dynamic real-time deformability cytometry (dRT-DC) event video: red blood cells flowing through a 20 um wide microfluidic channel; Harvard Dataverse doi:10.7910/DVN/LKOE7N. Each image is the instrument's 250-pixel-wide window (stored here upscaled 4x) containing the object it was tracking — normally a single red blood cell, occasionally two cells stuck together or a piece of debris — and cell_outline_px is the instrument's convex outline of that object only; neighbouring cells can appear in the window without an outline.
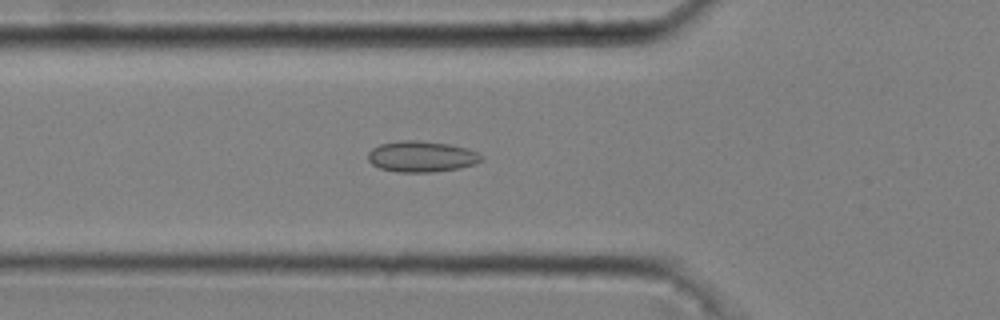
{"species": "common noctule bat (a hibernating species)", "species_latin": "Nyctalus noctula", "temperature_condition": "cold", "stored_images_in_passage": 52, "camera_frame_rate_fps": 3000, "um_per_image_px": 0.085, "animal": {"sex": "male", "body_mass_g": 20.4}, "frame": {"image": 1, "passage_image": 19, "time_ms": 6.0, "image_size_px": [1000, 320], "cell_outline_px": [[484, 156], [476, 164], [460, 168], [432, 172], [396, 172], [380, 168], [372, 164], [368, 160], [368, 152], [372, 148], [380, 144], [400, 140], [420, 140], [448, 144], [468, 148]], "centroid_in_image_um": [35.82, 13.3], "position_along_channel_um": 90.0, "area_um2": 20.58}}
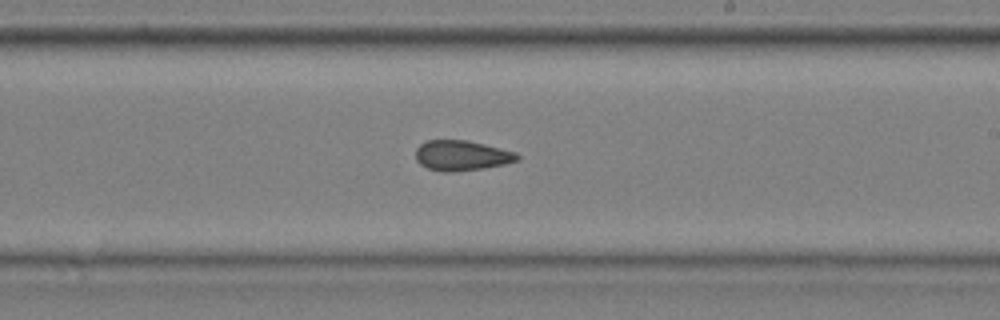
{"frame": {"image": 2, "passage_image": 32, "time_ms": 10.333, "image_size_px": [1000, 320], "cell_outline_px": [[520, 160], [504, 164], [484, 168], [452, 172], [444, 172], [428, 168], [420, 164], [416, 160], [416, 148], [420, 144], [428, 140], [468, 140], [516, 152], [520, 156]], "centroid_in_image_um": [39.25, 13.22], "position_along_channel_um": 249.8, "area_um2": 17.92}}
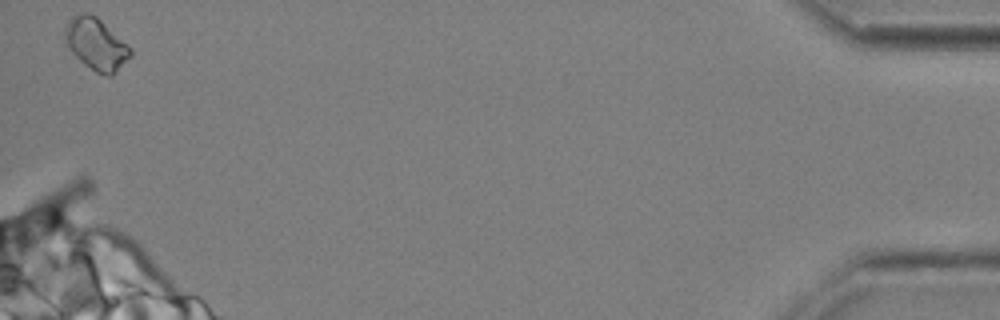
{"frame": {"image": 3, "passage_image": 52, "time_ms": 17.0, "image_size_px": [1000, 320], "cell_outline_px": [[132, 56], [112, 76], [104, 76], [96, 72], [84, 64], [72, 52], [64, 40], [64, 28], [76, 16], [84, 12], [88, 12], [96, 16], [132, 52]], "centroid_in_image_um": [8.15, 3.79], "position_along_channel_um": 427.0, "area_um2": 19.07}, "authors_computed_cell_mechanics": {"area_um2": 18.3804, "velocity_mm_per_s": 3.6821, "shape_relaxation_time_tau1_ms": null, "shape_relaxation_time_tau2_ms": 2.3493, "deformation_change_tau1": null, "deformation_change_tau2": 0.0802}}